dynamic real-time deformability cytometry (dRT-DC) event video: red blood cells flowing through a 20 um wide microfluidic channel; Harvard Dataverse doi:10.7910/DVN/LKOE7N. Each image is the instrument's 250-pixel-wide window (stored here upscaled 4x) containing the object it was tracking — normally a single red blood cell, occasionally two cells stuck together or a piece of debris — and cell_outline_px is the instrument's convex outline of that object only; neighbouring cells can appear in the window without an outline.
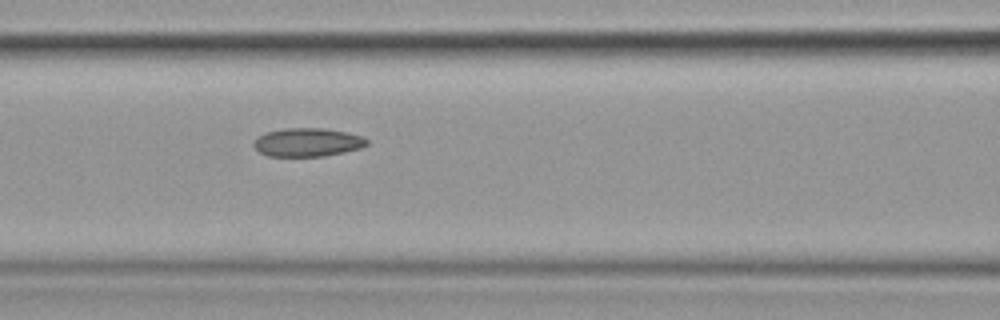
{"species": "common noctule bat (a hibernating species)", "species_latin": "Nyctalus noctula", "temperature_condition": "cold", "stored_images_in_passage": 8, "camera_frame_rate_fps": 3000, "um_per_image_px": 0.085, "animal": {"sex": "female", "body_mass_g": 19.9}, "frame": {"image": 1, "passage_image": 8, "time_ms": 8.333, "image_size_px": [1000, 320], "cell_outline_px": [[368, 144], [360, 148], [344, 152], [324, 156], [268, 156], [260, 152], [252, 144], [260, 136], [268, 132], [284, 128], [324, 128], [348, 132], [364, 136], [368, 140]], "centroid_in_image_um": [26.19, 12.09], "position_along_channel_um": 140.4, "area_um2": 18.73}}